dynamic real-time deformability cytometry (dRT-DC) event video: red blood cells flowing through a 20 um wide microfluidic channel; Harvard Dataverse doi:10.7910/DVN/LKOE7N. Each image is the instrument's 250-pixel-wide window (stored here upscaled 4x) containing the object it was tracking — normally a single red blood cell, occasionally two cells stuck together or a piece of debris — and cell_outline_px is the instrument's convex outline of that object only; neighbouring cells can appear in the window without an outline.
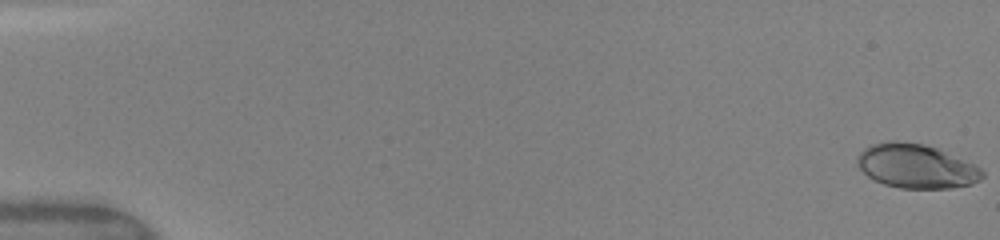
{"species": "human", "species_latin": "Homo sapiens", "temperature_condition": "warm", "stored_images_in_passage": 8, "camera_frame_rate_fps": 3000, "um_per_image_px": 0.085, "donor": {"sex": "female"}, "frame": {"image": 1, "passage_image": 1, "time_ms": 0.0, "image_size_px": [1000, 240], "cell_outline_px": [[984, 176], [980, 180], [972, 184], [952, 188], [900, 188], [884, 184], [868, 176], [856, 164], [856, 160], [860, 152], [868, 144], [888, 140], [896, 140], [924, 144], [936, 148], [976, 164], [984, 172]], "centroid_in_image_um": [77.87, 14.11], "position_along_channel_um": 7.1, "area_um2": 32.37}}
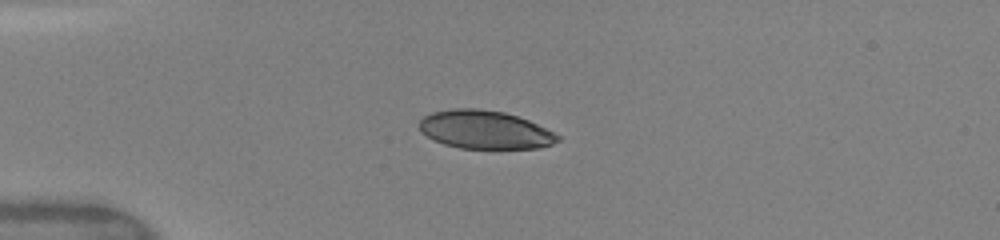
{"frame": {"image": 2, "passage_image": 6, "time_ms": 4.333, "image_size_px": [1000, 240], "cell_outline_px": [[560, 140], [552, 144], [540, 148], [460, 148], [444, 144], [420, 132], [420, 120], [424, 116], [432, 112], [452, 108], [476, 108], [504, 112], [528, 120], [560, 136]], "centroid_in_image_um": [41.2, 11.02], "position_along_channel_um": 43.8, "area_um2": 30.63}}